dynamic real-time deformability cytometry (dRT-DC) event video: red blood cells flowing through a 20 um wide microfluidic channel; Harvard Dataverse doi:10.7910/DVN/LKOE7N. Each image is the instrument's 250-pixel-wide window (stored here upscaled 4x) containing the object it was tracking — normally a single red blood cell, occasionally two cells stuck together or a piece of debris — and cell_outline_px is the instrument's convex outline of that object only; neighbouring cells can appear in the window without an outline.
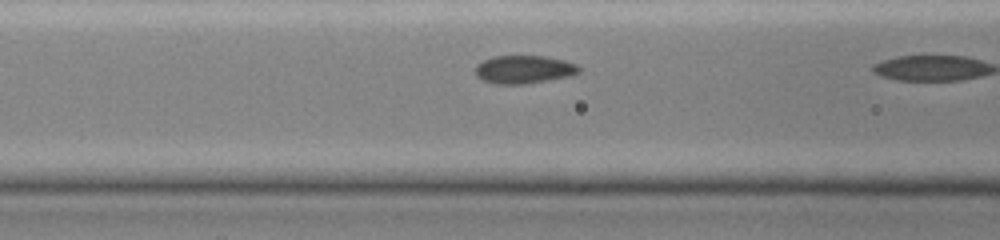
{"species": "common noctule bat (a hibernating species)", "species_latin": "Nyctalus noctula", "temperature_condition": "cold", "stored_images_in_passage": 10, "camera_frame_rate_fps": 3000, "um_per_image_px": 0.085, "animal": {"sex": "female", "body_mass_g": 19.0, "forearm_length_mm": 51.5}, "frame": {"image": 1, "passage_image": 9, "time_ms": 2.667, "image_size_px": [1000, 240], "cell_outline_px": [[580, 72], [572, 76], [524, 84], [496, 84], [484, 80], [476, 76], [476, 64], [492, 56], [544, 56], [564, 60], [576, 64], [580, 68]], "centroid_in_image_um": [44.55, 5.9], "position_along_channel_um": 122.1, "area_um2": 16.99}}